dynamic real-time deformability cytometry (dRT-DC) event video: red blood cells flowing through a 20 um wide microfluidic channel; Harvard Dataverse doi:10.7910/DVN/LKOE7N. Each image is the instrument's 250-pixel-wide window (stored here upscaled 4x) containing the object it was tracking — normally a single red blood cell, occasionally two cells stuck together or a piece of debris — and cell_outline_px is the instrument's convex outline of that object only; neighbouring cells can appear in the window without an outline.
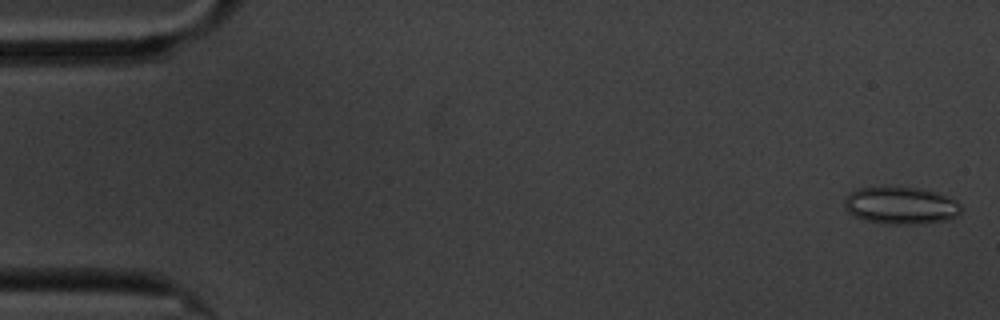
{"species": "common noctule bat (a hibernating species)", "species_latin": "Nyctalus noctula", "temperature_condition": "cold", "stored_images_in_passage": 15, "camera_frame_rate_fps": 3000, "um_per_image_px": 0.085, "animal": {"sex": "male", "body_mass_g": 20.1, "forearm_length_mm": 53.5}, "frame": {"image": 1, "passage_image": 1, "time_ms": 0.0, "image_size_px": [1000, 320], "cell_outline_px": [[964, 208], [956, 216], [948, 220], [924, 224], [888, 224], [868, 220], [856, 216], [848, 212], [844, 204], [844, 200], [848, 192], [860, 188], [920, 188], [936, 192], [948, 196], [956, 200]], "centroid_in_image_um": [76.62, 17.48], "position_along_channel_um": 8.4, "area_um2": 25.32}}
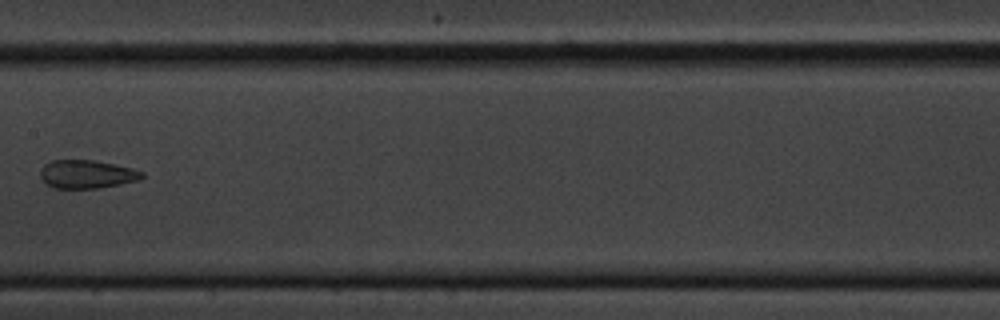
{"frame": {"image": 2, "passage_image": 8, "time_ms": 9.333, "image_size_px": [1000, 320], "cell_outline_px": [[144, 176], [140, 180], [120, 184], [96, 188], [52, 188], [40, 176], [40, 168], [44, 164], [52, 160], [92, 160], [132, 168], [144, 172]], "centroid_in_image_um": [7.37, 14.8], "position_along_channel_um": 200.0, "area_um2": 16.7}}
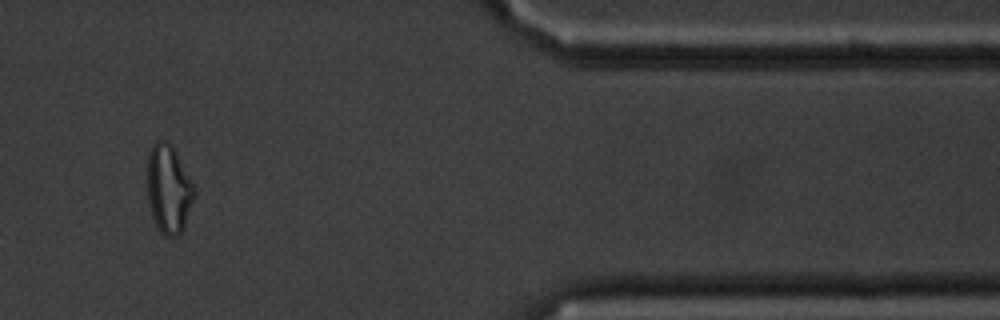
{"frame": {"image": 3, "passage_image": 13, "time_ms": 16.0, "image_size_px": [1000, 320], "cell_outline_px": [[196, 196], [184, 228], [180, 236], [164, 236], [160, 232], [152, 216], [148, 200], [148, 156], [152, 144], [156, 140], [168, 140], [172, 144], [196, 188]], "centroid_in_image_um": [14.37, 16.07], "position_along_channel_um": 397.0, "area_um2": 24.62}, "authors_computed_cell_mechanics": {"area_um2": 20.6924, "velocity_mm_per_s": 3.4629, "shape_relaxation_time_tau1_ms": null, "shape_relaxation_time_tau2_ms": 1.9105, "deformation_change_tau1": null, "deformation_change_tau2": 0.1028}}